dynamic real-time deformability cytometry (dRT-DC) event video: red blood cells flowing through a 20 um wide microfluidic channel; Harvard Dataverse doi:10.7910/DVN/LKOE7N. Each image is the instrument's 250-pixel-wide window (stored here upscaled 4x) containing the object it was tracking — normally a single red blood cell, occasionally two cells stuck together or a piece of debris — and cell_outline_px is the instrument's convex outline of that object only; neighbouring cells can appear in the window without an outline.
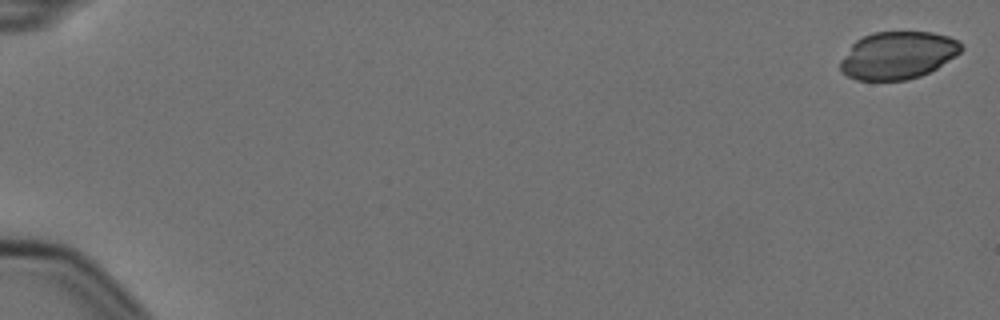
{"species": "Egyptian fruit bat (a non-hibernating species)", "species_latin": "Rousettus aegyptiacus", "temperature_condition": "cold", "stored_images_in_passage": 6, "segment_of_instrument_passage": [1, 2], "camera_frame_rate_fps": 3000, "um_per_image_px": 0.085, "animal": {"sex": "female"}, "frame": {"image": 1, "passage_image": 1, "time_ms": 0.0, "image_size_px": [1000, 320], "cell_outline_px": [[964, 48], [956, 56], [936, 68], [920, 76], [908, 80], [856, 80], [840, 72], [840, 60], [852, 44], [856, 40], [872, 32], [932, 32], [948, 36], [956, 40]], "centroid_in_image_um": [76.29, 4.7], "position_along_channel_um": 8.7, "area_um2": 33.47}}